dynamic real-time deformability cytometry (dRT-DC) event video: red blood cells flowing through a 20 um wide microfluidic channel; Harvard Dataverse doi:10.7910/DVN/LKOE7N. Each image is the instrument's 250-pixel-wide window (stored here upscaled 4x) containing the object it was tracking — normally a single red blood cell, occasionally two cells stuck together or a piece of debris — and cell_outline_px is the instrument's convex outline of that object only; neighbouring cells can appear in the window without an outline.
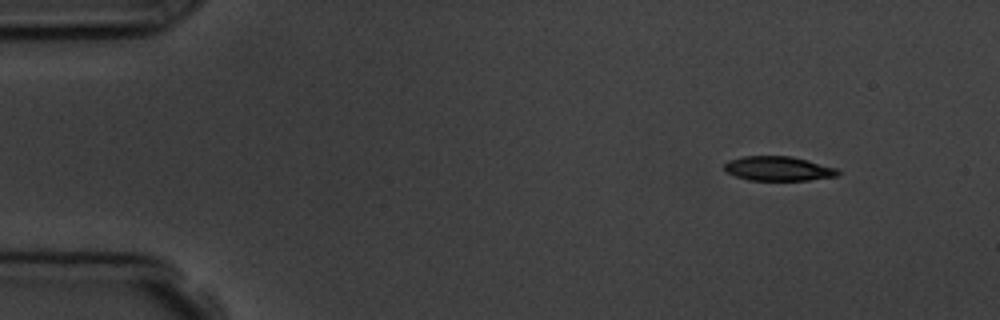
{"species": "common noctule bat (a hibernating species)", "species_latin": "Nyctalus noctula", "temperature_condition": "room temperature", "stored_images_in_passage": 3, "camera_frame_rate_fps": 3000, "um_per_image_px": 0.085, "animal": {"sex": "male", "body_mass_g": 19.5, "forearm_length_mm": 54.6}, "frame": {"image": 1, "passage_image": 1, "time_ms": 0.0, "image_size_px": [1000, 320], "cell_outline_px": [[840, 172], [836, 176], [808, 180], [748, 180], [736, 176], [728, 172], [724, 168], [724, 164], [728, 160], [744, 156], [792, 156], [808, 160], [836, 168]], "centroid_in_image_um": [66.14, 14.32], "position_along_channel_um": 18.9, "area_um2": 16.07}}
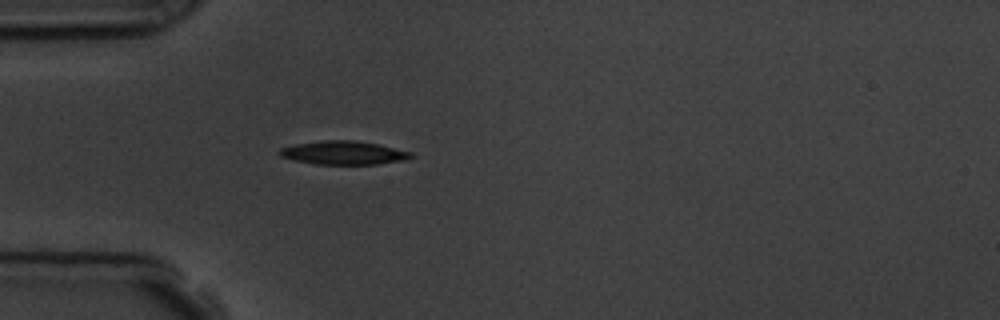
{"frame": {"image": 2, "passage_image": 3, "time_ms": 3.333, "image_size_px": [1000, 320], "cell_outline_px": [[416, 156], [404, 160], [376, 164], [316, 164], [292, 160], [280, 156], [276, 152], [280, 148], [296, 144], [324, 140], [356, 140], [376, 144], [412, 152]], "centroid_in_image_um": [29.18, 12.99], "position_along_channel_um": 55.8, "area_um2": 18.03}}